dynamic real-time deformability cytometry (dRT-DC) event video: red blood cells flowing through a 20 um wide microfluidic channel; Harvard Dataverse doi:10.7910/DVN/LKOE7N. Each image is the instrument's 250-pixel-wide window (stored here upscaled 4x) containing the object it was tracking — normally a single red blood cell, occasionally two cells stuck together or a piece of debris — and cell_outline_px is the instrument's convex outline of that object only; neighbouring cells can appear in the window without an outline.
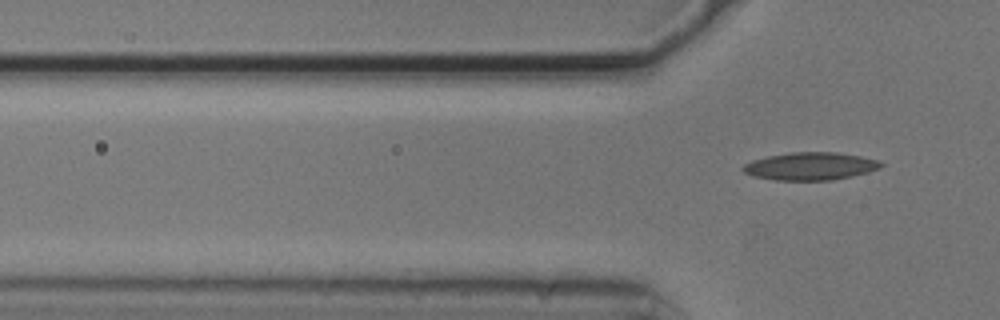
{"species": "common noctule bat (a hibernating species)", "species_latin": "Nyctalus noctula", "temperature_condition": "cold", "stored_images_in_passage": 4, "camera_frame_rate_fps": 3000, "um_per_image_px": 0.085, "animal": {"sex": "male", "body_mass_g": 20.5, "forearm_length_mm": 52.5}, "frame": {"image": 1, "passage_image": 4, "time_ms": 1.0, "image_size_px": [1000, 320], "cell_outline_px": [[884, 164], [880, 168], [868, 172], [852, 176], [832, 180], [776, 180], [752, 176], [744, 172], [740, 168], [744, 164], [752, 160], [768, 156], [792, 152], [836, 152], [860, 156], [876, 160]], "centroid_in_image_um": [68.85, 14.13], "position_along_channel_um": 56.9, "area_um2": 22.25}}